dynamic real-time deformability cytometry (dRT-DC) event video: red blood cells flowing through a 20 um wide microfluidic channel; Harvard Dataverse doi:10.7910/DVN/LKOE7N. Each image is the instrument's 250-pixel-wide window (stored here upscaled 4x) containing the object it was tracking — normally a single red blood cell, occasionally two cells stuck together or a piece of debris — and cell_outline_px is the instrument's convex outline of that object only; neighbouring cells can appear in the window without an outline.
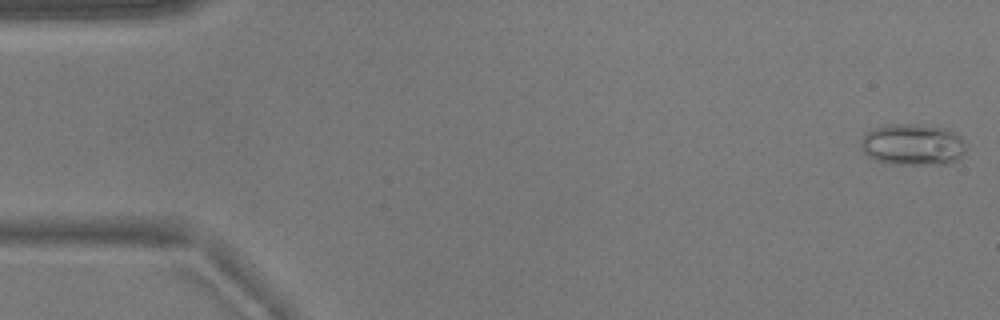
{"species": "common noctule bat (a hibernating species)", "species_latin": "Nyctalus noctula", "temperature_condition": "warm", "stored_images_in_passage": 53, "camera_frame_rate_fps": 3000, "um_per_image_px": 0.085, "animal": {"sex": "male", "body_mass_g": 17.9}, "frame": {"image": 1, "passage_image": 1, "time_ms": 0.0, "image_size_px": [1000, 320], "cell_outline_px": [[964, 152], [952, 164], [892, 164], [876, 160], [868, 156], [860, 148], [860, 144], [864, 136], [868, 132], [876, 128], [888, 124], [912, 124], [948, 128], [956, 132], [964, 140]], "centroid_in_image_um": [77.61, 12.29], "position_along_channel_um": 7.4, "area_um2": 25.43}}
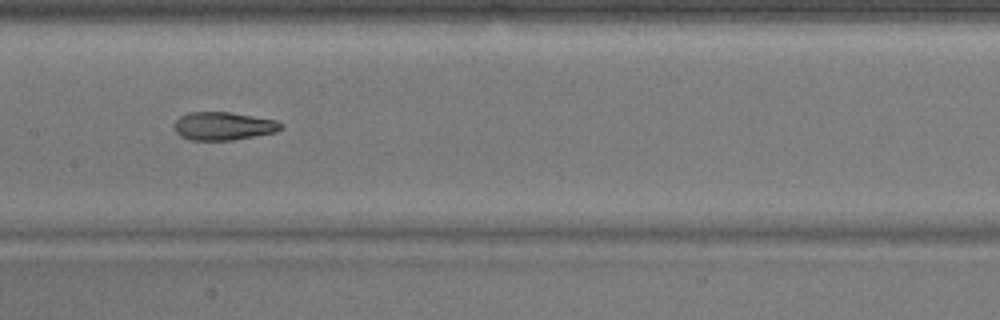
{"frame": {"image": 2, "passage_image": 26, "time_ms": 8.333, "image_size_px": [1000, 320], "cell_outline_px": [[284, 128], [276, 132], [232, 140], [192, 140], [180, 136], [172, 128], [172, 124], [180, 116], [188, 112], [232, 112], [276, 120], [284, 124]], "centroid_in_image_um": [18.98, 10.71], "position_along_channel_um": 188.4, "area_um2": 17.74}}
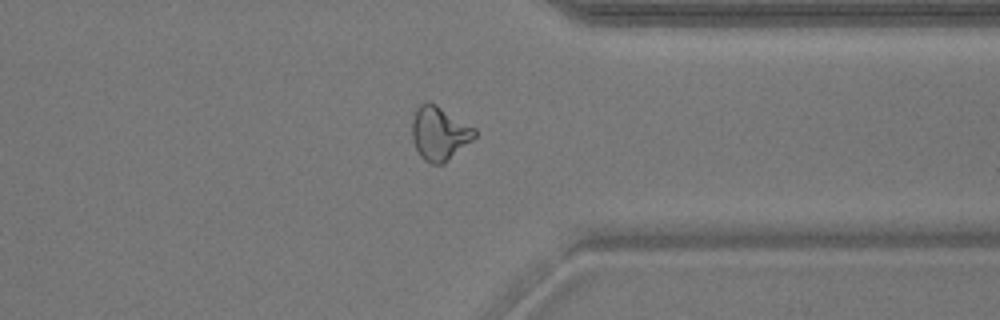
{"frame": {"image": 3, "passage_image": 41, "time_ms": 13.333, "image_size_px": [1000, 320], "cell_outline_px": [[476, 136], [472, 140], [444, 164], [432, 164], [424, 160], [420, 156], [412, 140], [412, 120], [416, 108], [420, 104], [428, 100], [436, 104], [476, 128]], "centroid_in_image_um": [37.34, 11.32], "position_along_channel_um": 374.1, "area_um2": 19.77}, "authors_computed_cell_mechanics": {"area_um2": 18.9584, "velocity_mm_per_s": 3.799, "shape_relaxation_time_tau1_ms": 7.1844, "shape_relaxation_time_tau2_ms": 2.2939, "deformation_change_tau1": 0.2175, "deformation_change_tau2": 0.1052}}